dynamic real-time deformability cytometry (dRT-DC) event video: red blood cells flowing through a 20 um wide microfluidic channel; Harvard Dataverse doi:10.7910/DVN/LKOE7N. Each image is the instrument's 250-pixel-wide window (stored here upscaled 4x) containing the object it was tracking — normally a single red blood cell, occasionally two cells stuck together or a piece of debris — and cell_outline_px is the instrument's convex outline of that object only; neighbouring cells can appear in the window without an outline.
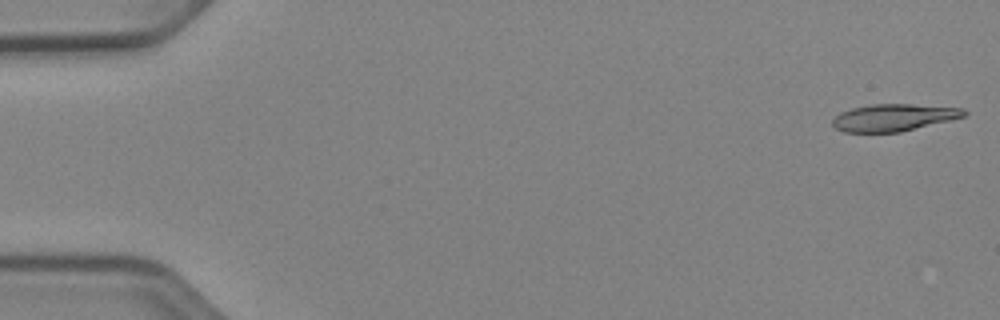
{"species": "Egyptian fruit bat (a non-hibernating species)", "species_latin": "Rousettus aegyptiacus", "temperature_condition": "cold", "stored_images_in_passage": 51, "camera_frame_rate_fps": 3000, "um_per_image_px": 0.085, "animal": {"sex": "female"}, "frame": {"image": 1, "passage_image": 1, "time_ms": 0.0, "image_size_px": [1000, 320], "cell_outline_px": [[968, 112], [964, 116], [900, 132], [844, 132], [836, 128], [832, 124], [832, 120], [840, 112], [852, 108], [868, 104], [912, 104], [964, 108]], "centroid_in_image_um": [75.93, 9.98], "position_along_channel_um": 9.1, "area_um2": 20.63}}
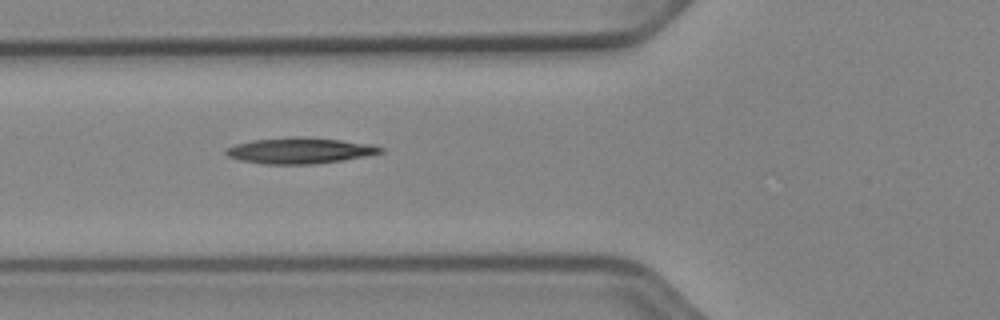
{"frame": {"image": 2, "passage_image": 19, "time_ms": 6.0, "image_size_px": [1000, 320], "cell_outline_px": [[384, 152], [344, 160], [316, 164], [264, 164], [240, 160], [228, 156], [224, 152], [228, 148], [236, 144], [252, 140], [292, 136], [296, 136], [340, 140], [372, 144], [384, 148]], "centroid_in_image_um": [25.49, 12.8], "position_along_channel_um": 100.3, "area_um2": 23.35}}
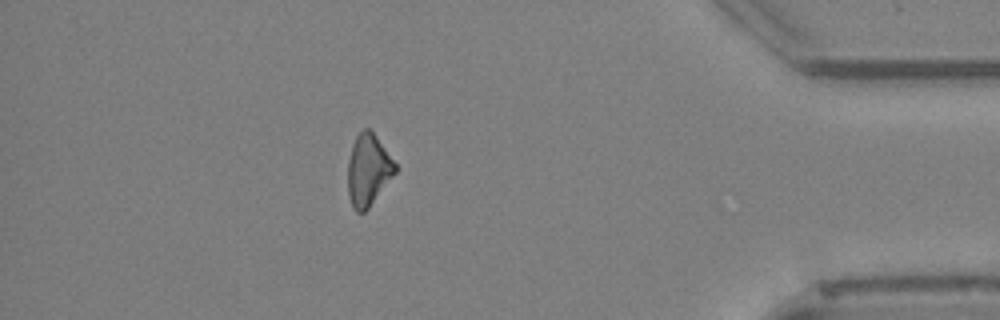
{"frame": {"image": 3, "passage_image": 45, "time_ms": 14.667, "image_size_px": [1000, 320], "cell_outline_px": [[396, 172], [368, 208], [364, 212], [356, 212], [352, 208], [348, 196], [348, 160], [352, 144], [356, 136], [364, 128], [368, 128], [376, 136], [396, 164]], "centroid_in_image_um": [31.27, 14.46], "position_along_channel_um": 403.9, "area_um2": 19.59}, "authors_computed_cell_mechanics": {"area_um2": 21.3282, "velocity_mm_per_s": 3.9758, "shape_relaxation_time_tau1_ms": 10.7086, "shape_relaxation_time_tau2_ms": null, "deformation_change_tau1": 0.1965, "deformation_change_tau2": null}}